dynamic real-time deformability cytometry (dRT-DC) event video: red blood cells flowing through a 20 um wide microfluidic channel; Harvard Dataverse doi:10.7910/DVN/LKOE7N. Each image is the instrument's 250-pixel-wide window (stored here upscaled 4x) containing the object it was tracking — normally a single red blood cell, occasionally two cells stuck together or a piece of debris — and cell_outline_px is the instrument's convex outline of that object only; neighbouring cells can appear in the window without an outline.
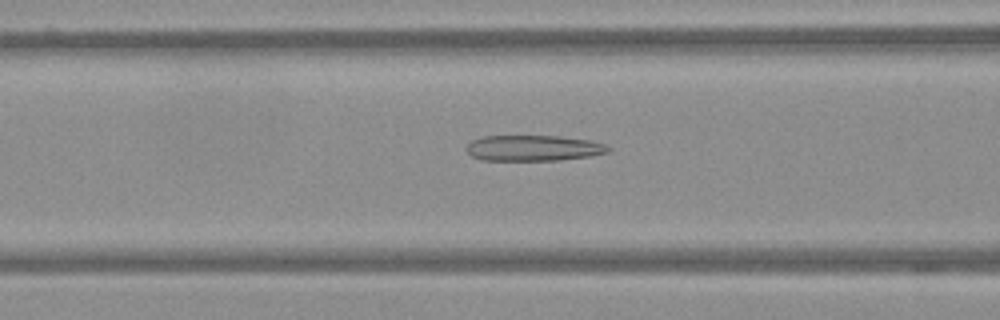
{"species": "Egyptian fruit bat (a non-hibernating species)", "species_latin": "Rousettus aegyptiacus", "temperature_condition": "warm", "stored_images_in_passage": 58, "camera_frame_rate_fps": 3000, "um_per_image_px": 0.085, "frame": {"image": 1, "passage_image": 24, "time_ms": 7.667, "image_size_px": [1000, 320], "cell_outline_px": [[612, 148], [608, 152], [588, 156], [560, 160], [480, 160], [472, 156], [464, 148], [472, 140], [480, 136], [560, 136], [592, 140], [604, 144]], "centroid_in_image_um": [45.32, 12.58], "position_along_channel_um": 121.3, "area_um2": 21.39}}
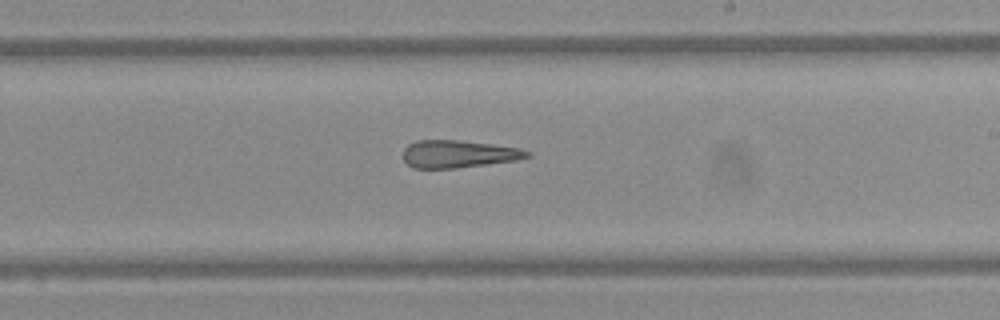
{"frame": {"image": 2, "passage_image": 35, "time_ms": 11.333, "image_size_px": [1000, 320], "cell_outline_px": [[532, 156], [516, 160], [456, 168], [412, 168], [404, 160], [404, 148], [408, 144], [416, 140], [460, 140], [520, 148], [532, 152]], "centroid_in_image_um": [38.97, 13.08], "position_along_channel_um": 250.0, "area_um2": 19.88}}
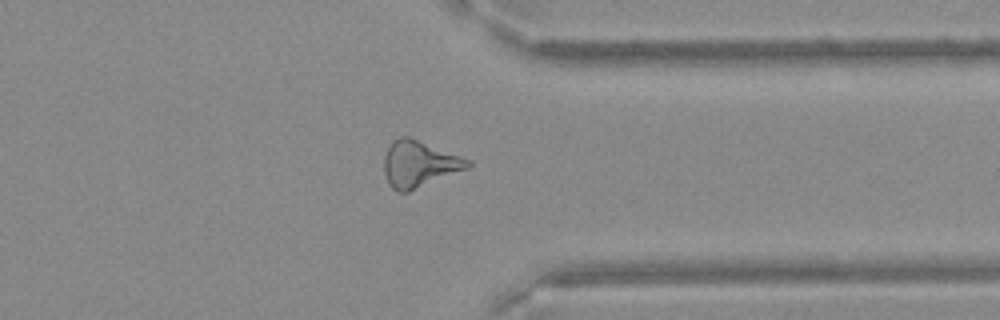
{"frame": {"image": 3, "passage_image": 46, "time_ms": 15.0, "image_size_px": [1000, 320], "cell_outline_px": [[472, 164], [468, 168], [408, 192], [396, 192], [388, 184], [384, 172], [384, 156], [392, 140], [400, 136], [408, 136], [472, 160]], "centroid_in_image_um": [35.62, 13.94], "position_along_channel_um": 375.8, "area_um2": 22.66}}